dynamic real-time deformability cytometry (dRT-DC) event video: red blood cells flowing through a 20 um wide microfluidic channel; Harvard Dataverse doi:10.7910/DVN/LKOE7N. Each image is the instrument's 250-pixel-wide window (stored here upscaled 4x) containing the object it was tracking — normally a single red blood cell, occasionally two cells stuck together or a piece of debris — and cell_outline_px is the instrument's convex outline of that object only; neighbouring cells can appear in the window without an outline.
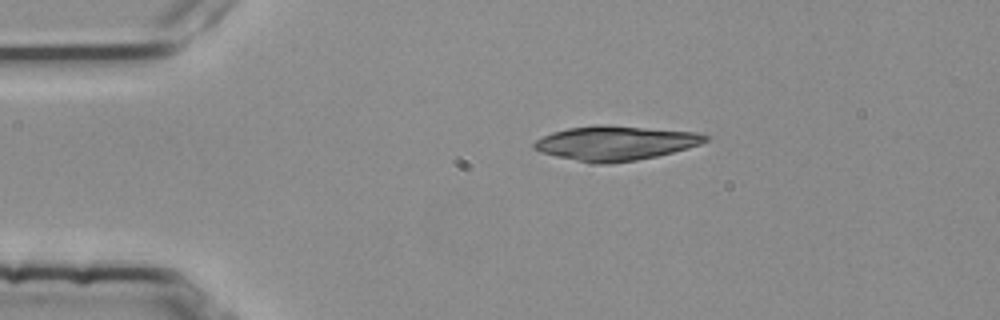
{"species": "common noctule bat (a hibernating species)", "species_latin": "Nyctalus noctula", "temperature_condition": "room temperature", "stored_images_in_passage": 6, "camera_frame_rate_fps": 3000, "um_per_image_px": 0.085, "animal": {"sex": "female", "body_mass_g": 25.1}, "frame": {"image": 1, "passage_image": 6, "time_ms": 1.667, "image_size_px": [1000, 320], "cell_outline_px": [[708, 140], [700, 144], [688, 148], [656, 156], [636, 160], [612, 164], [592, 164], [556, 156], [540, 152], [532, 148], [532, 144], [540, 136], [552, 132], [568, 128], [596, 124], [600, 124], [696, 132], [708, 136]], "centroid_in_image_um": [52.25, 12.17], "position_along_channel_um": 32.8, "area_um2": 34.51}}